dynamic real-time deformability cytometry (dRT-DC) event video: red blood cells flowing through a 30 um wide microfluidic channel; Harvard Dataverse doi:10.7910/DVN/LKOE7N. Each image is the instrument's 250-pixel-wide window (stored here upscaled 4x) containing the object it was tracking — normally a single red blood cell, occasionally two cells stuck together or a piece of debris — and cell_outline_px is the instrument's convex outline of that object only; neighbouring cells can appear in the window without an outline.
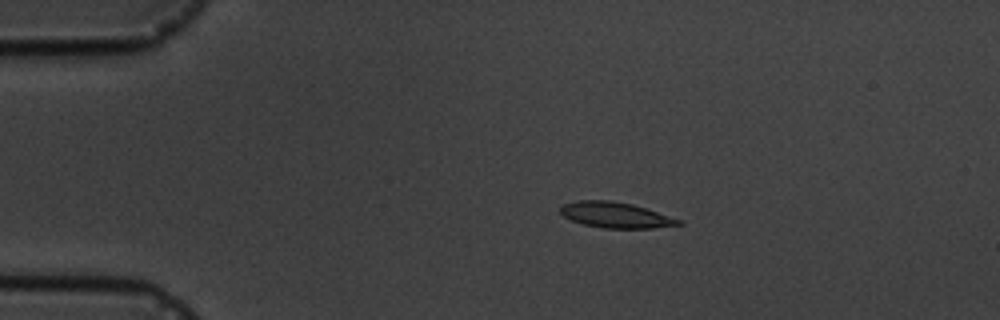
{"species": "common noctule bat (a hibernating species)", "species_latin": "Nyctalus noctula", "temperature_condition": "cold", "stored_images_in_passage": 7, "camera_frame_rate_fps": 3000, "um_per_image_px": 0.085, "animal": {"sex": "male", "body_mass_g": 19.5, "forearm_length_mm": 54.6}, "frame": {"image": 1, "passage_image": 3, "time_ms": 2.333, "image_size_px": [1000, 320], "cell_outline_px": [[684, 224], [652, 228], [604, 228], [584, 224], [572, 220], [564, 216], [560, 212], [560, 204], [576, 200], [612, 200], [632, 204], [680, 220]], "centroid_in_image_um": [52.26, 18.26], "position_along_channel_um": 32.7, "area_um2": 17.51}}
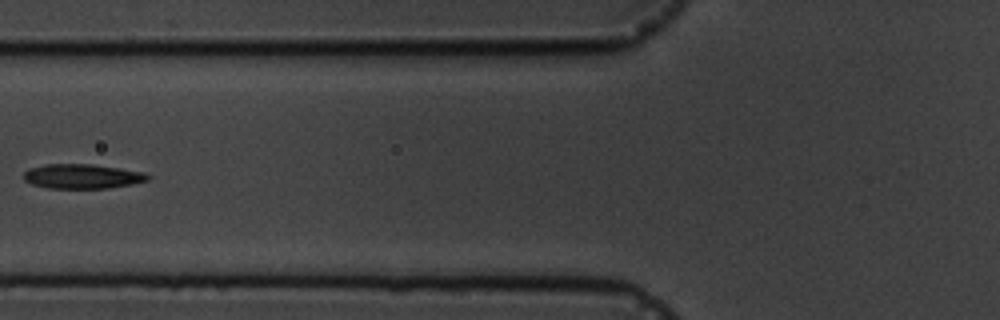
{"frame": {"image": 2, "passage_image": 6, "time_ms": 6.0, "image_size_px": [1000, 320], "cell_outline_px": [[152, 176], [148, 180], [132, 184], [108, 188], [48, 188], [32, 184], [24, 180], [24, 172], [28, 168], [44, 164], [92, 164], [120, 168], [144, 172]], "centroid_in_image_um": [6.99, 14.98], "position_along_channel_um": 118.8, "area_um2": 17.86}}
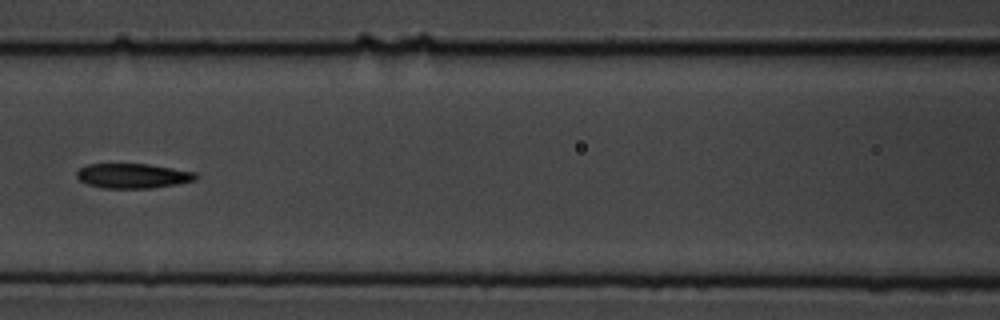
{"frame": {"image": 3, "passage_image": 7, "time_ms": 7.0, "image_size_px": [1000, 320], "cell_outline_px": [[200, 176], [196, 180], [176, 184], [152, 188], [104, 188], [88, 184], [80, 180], [76, 176], [76, 172], [80, 168], [88, 164], [148, 164], [196, 172]], "centroid_in_image_um": [11.32, 14.94], "position_along_channel_um": 155.3, "area_um2": 17.17}}